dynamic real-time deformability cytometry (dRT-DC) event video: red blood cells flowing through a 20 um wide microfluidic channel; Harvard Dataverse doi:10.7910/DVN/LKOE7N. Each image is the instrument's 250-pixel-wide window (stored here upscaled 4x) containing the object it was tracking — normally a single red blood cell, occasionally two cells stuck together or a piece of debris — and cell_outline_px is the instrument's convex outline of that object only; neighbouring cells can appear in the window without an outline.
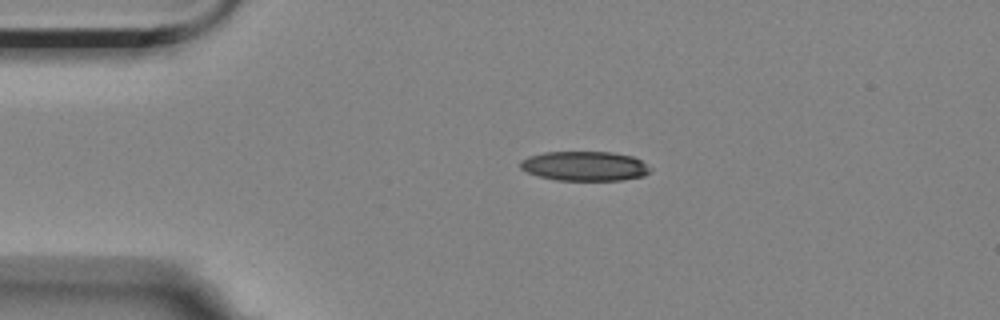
{"species": "Egyptian fruit bat (a non-hibernating species)", "species_latin": "Rousettus aegyptiacus", "temperature_condition": "room temperature", "stored_images_in_passage": 2, "camera_frame_rate_fps": 3000, "um_per_image_px": 0.085, "animal": {"sex": "female"}, "frame": {"image": 1, "passage_image": 1, "time_ms": 0.0, "image_size_px": [1000, 320], "cell_outline_px": [[652, 168], [644, 176], [620, 180], [556, 180], [540, 176], [528, 172], [520, 168], [520, 160], [528, 156], [544, 152], [612, 152], [632, 156], [640, 160]], "centroid_in_image_um": [49.69, 14.11], "position_along_channel_um": 35.3, "area_um2": 22.31}}